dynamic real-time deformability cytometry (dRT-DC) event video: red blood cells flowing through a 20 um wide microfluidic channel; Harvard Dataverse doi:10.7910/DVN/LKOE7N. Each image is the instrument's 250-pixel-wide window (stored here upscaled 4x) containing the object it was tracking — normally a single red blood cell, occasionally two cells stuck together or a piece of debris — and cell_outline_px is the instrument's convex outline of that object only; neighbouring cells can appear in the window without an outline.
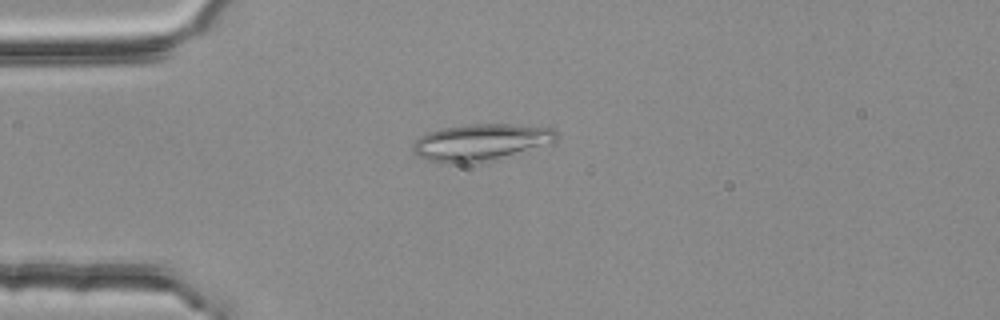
{"species": "common noctule bat (a hibernating species)", "species_latin": "Nyctalus noctula", "temperature_condition": "room temperature", "stored_images_in_passage": 4, "camera_frame_rate_fps": 3000, "um_per_image_px": 0.085, "animal": {"sex": "female", "body_mass_g": 25.1}, "frame": {"image": 1, "passage_image": 3, "time_ms": 0.667, "image_size_px": [1000, 320], "cell_outline_px": [[560, 136], [556, 144], [472, 164], [440, 164], [428, 160], [412, 152], [412, 144], [420, 136], [428, 132], [440, 128], [472, 124], [516, 124], [552, 128]], "centroid_in_image_um": [40.91, 12.1], "position_along_channel_um": 44.1, "area_um2": 31.44}}